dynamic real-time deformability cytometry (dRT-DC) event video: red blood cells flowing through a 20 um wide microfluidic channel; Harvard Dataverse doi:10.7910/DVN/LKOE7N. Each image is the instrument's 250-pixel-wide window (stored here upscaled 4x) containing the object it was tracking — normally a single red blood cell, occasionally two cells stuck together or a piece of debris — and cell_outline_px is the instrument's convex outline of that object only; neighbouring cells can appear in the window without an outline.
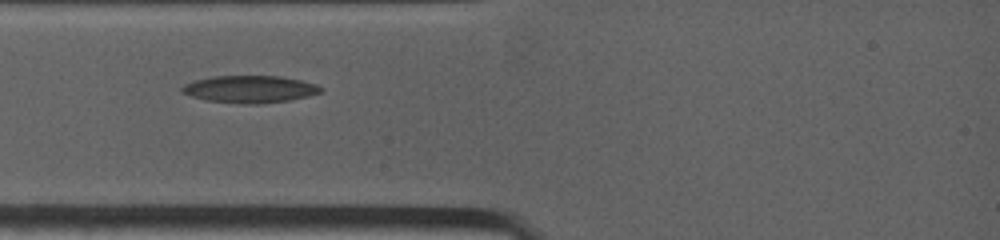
{"species": "common noctule bat (a hibernating species)", "species_latin": "Nyctalus noctula", "temperature_condition": "warm", "stored_images_in_passage": 4, "camera_frame_rate_fps": 4500, "um_per_image_px": 0.085, "animal": {"sex": "female", "body_mass_g": 19.0, "forearm_length_mm": 53.3}, "frame": {"image": 1, "passage_image": 3, "time_ms": 2.0, "image_size_px": [1000, 240], "cell_outline_px": [[324, 88], [320, 92], [308, 96], [288, 100], [260, 104], [244, 104], [208, 100], [192, 96], [180, 92], [180, 88], [184, 84], [196, 80], [212, 76], [280, 76], [300, 80], [316, 84]], "centroid_in_image_um": [21.23, 7.57], "position_along_channel_um": 63.8, "area_um2": 21.91}}
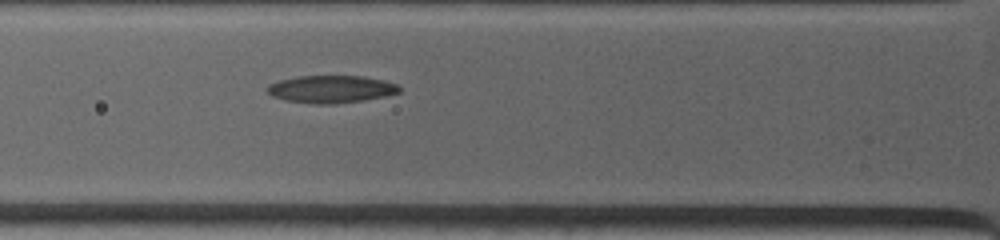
{"frame": {"image": 2, "passage_image": 4, "time_ms": 2.889, "image_size_px": [1000, 240], "cell_outline_px": [[400, 92], [384, 96], [364, 100], [336, 104], [316, 104], [284, 100], [272, 96], [268, 92], [268, 84], [280, 80], [300, 76], [364, 76], [384, 80], [396, 84], [400, 88]], "centroid_in_image_um": [28.15, 7.58], "position_along_channel_um": 97.7, "area_um2": 21.1}}